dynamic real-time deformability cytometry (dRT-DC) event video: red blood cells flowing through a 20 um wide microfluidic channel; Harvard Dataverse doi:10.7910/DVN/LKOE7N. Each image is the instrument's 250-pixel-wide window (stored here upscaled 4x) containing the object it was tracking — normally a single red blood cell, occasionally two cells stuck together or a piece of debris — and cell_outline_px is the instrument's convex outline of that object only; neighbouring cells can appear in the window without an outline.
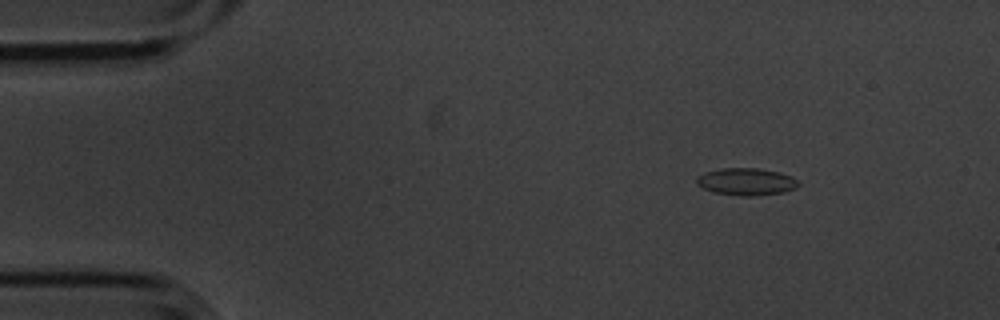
{"species": "common noctule bat (a hibernating species)", "species_latin": "Nyctalus noctula", "temperature_condition": "cold", "stored_images_in_passage": 5, "camera_frame_rate_fps": 3000, "um_per_image_px": 0.085, "animal": {"sex": "male", "body_mass_g": 20.1, "forearm_length_mm": 53.5}, "frame": {"image": 1, "passage_image": 1, "time_ms": 0.0, "image_size_px": [1000, 320], "cell_outline_px": [[800, 184], [796, 188], [784, 192], [756, 196], [740, 196], [712, 192], [696, 184], [696, 176], [704, 172], [720, 168], [756, 168], [780, 172], [792, 176]], "centroid_in_image_um": [63.42, 15.44], "position_along_channel_um": 21.6, "area_um2": 16.36}}
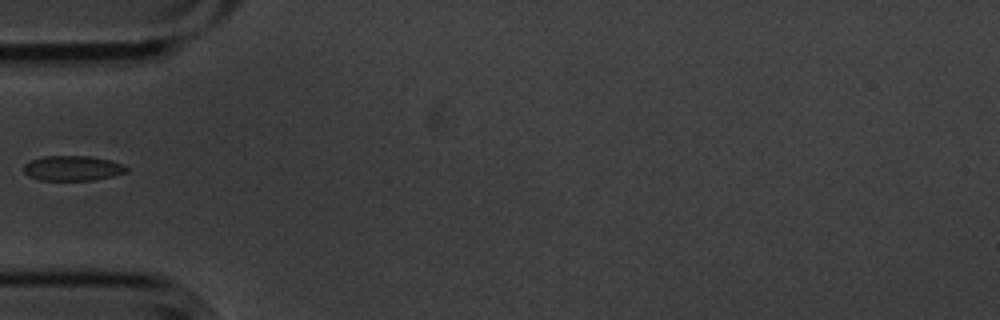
{"frame": {"image": 2, "passage_image": 4, "time_ms": 1.0, "image_size_px": [1000, 320], "cell_outline_px": [[128, 172], [112, 176], [92, 180], [40, 180], [28, 176], [24, 172], [24, 164], [32, 160], [44, 156], [88, 156], [108, 160], [124, 164], [128, 168]], "centroid_in_image_um": [6.18, 14.3], "position_along_channel_um": 78.8, "area_um2": 14.91}}
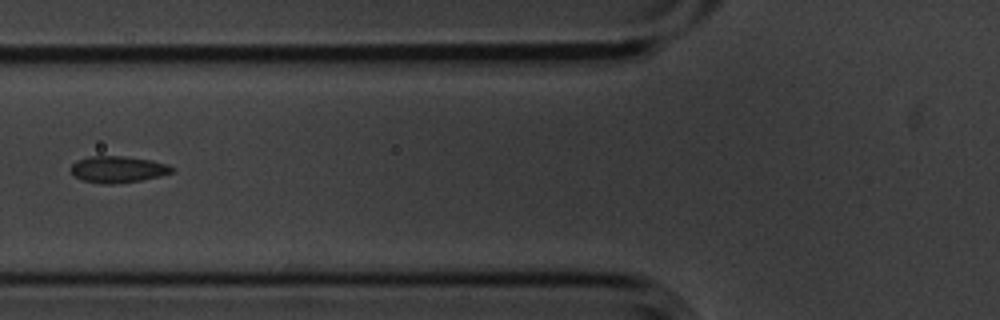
{"frame": {"image": 3, "passage_image": 5, "time_ms": 1.333, "image_size_px": [1000, 320], "cell_outline_px": [[176, 168], [172, 172], [160, 176], [140, 180], [112, 184], [104, 184], [84, 180], [76, 176], [72, 172], [72, 164], [76, 160], [88, 156], [124, 156], [152, 160], [168, 164]], "centroid_in_image_um": [10.06, 14.38], "position_along_channel_um": 115.7, "area_um2": 15.55}}